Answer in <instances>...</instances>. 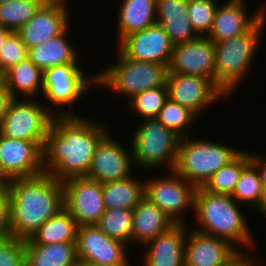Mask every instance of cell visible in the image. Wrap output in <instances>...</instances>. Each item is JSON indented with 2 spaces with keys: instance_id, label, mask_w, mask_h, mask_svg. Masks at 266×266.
Returning <instances> with one entry per match:
<instances>
[{
  "instance_id": "6da1fadb",
  "label": "cell",
  "mask_w": 266,
  "mask_h": 266,
  "mask_svg": "<svg viewBox=\"0 0 266 266\" xmlns=\"http://www.w3.org/2000/svg\"><path fill=\"white\" fill-rule=\"evenodd\" d=\"M105 125L81 114L54 116L43 148L44 172L62 182L86 176L97 144L108 133Z\"/></svg>"
},
{
  "instance_id": "7a4b0ae2",
  "label": "cell",
  "mask_w": 266,
  "mask_h": 266,
  "mask_svg": "<svg viewBox=\"0 0 266 266\" xmlns=\"http://www.w3.org/2000/svg\"><path fill=\"white\" fill-rule=\"evenodd\" d=\"M6 192L10 202L12 236L24 240L64 208L62 181L44 172L33 177L10 179Z\"/></svg>"
},
{
  "instance_id": "3957f363",
  "label": "cell",
  "mask_w": 266,
  "mask_h": 266,
  "mask_svg": "<svg viewBox=\"0 0 266 266\" xmlns=\"http://www.w3.org/2000/svg\"><path fill=\"white\" fill-rule=\"evenodd\" d=\"M241 207L245 208L231 195L215 194L206 191L203 187H197L194 204L197 227L193 229L225 239L237 249L238 246H243L242 248L252 250L257 241Z\"/></svg>"
},
{
  "instance_id": "277c9868",
  "label": "cell",
  "mask_w": 266,
  "mask_h": 266,
  "mask_svg": "<svg viewBox=\"0 0 266 266\" xmlns=\"http://www.w3.org/2000/svg\"><path fill=\"white\" fill-rule=\"evenodd\" d=\"M265 25L266 15H263L247 32L214 43L215 86L227 98L235 95L251 70Z\"/></svg>"
},
{
  "instance_id": "5b68a950",
  "label": "cell",
  "mask_w": 266,
  "mask_h": 266,
  "mask_svg": "<svg viewBox=\"0 0 266 266\" xmlns=\"http://www.w3.org/2000/svg\"><path fill=\"white\" fill-rule=\"evenodd\" d=\"M242 149L207 139L180 138L174 171L196 187H203L211 176L233 160Z\"/></svg>"
},
{
  "instance_id": "8992f818",
  "label": "cell",
  "mask_w": 266,
  "mask_h": 266,
  "mask_svg": "<svg viewBox=\"0 0 266 266\" xmlns=\"http://www.w3.org/2000/svg\"><path fill=\"white\" fill-rule=\"evenodd\" d=\"M116 62L96 74V87L109 89L125 100L147 89L166 85L167 66L125 57L119 50Z\"/></svg>"
},
{
  "instance_id": "52a82bcc",
  "label": "cell",
  "mask_w": 266,
  "mask_h": 266,
  "mask_svg": "<svg viewBox=\"0 0 266 266\" xmlns=\"http://www.w3.org/2000/svg\"><path fill=\"white\" fill-rule=\"evenodd\" d=\"M140 121L129 140L134 167L153 171L166 164L168 170H173L181 137L156 118Z\"/></svg>"
},
{
  "instance_id": "ba28073f",
  "label": "cell",
  "mask_w": 266,
  "mask_h": 266,
  "mask_svg": "<svg viewBox=\"0 0 266 266\" xmlns=\"http://www.w3.org/2000/svg\"><path fill=\"white\" fill-rule=\"evenodd\" d=\"M94 86L96 74H84L79 63L62 64L43 70L42 96L51 103L52 106L48 104V109L55 116L76 115L73 112L75 103L77 104ZM66 106H70V110L68 107L65 109Z\"/></svg>"
},
{
  "instance_id": "9c48e42d",
  "label": "cell",
  "mask_w": 266,
  "mask_h": 266,
  "mask_svg": "<svg viewBox=\"0 0 266 266\" xmlns=\"http://www.w3.org/2000/svg\"><path fill=\"white\" fill-rule=\"evenodd\" d=\"M54 116L47 104L39 103L36 98H14L0 123V133L14 139L41 141L45 145Z\"/></svg>"
},
{
  "instance_id": "30bf717a",
  "label": "cell",
  "mask_w": 266,
  "mask_h": 266,
  "mask_svg": "<svg viewBox=\"0 0 266 266\" xmlns=\"http://www.w3.org/2000/svg\"><path fill=\"white\" fill-rule=\"evenodd\" d=\"M170 172V173H169ZM166 176H154L145 181L144 197L168 215L175 224H185L184 211L194 212L197 187L174 170Z\"/></svg>"
},
{
  "instance_id": "8fae6325",
  "label": "cell",
  "mask_w": 266,
  "mask_h": 266,
  "mask_svg": "<svg viewBox=\"0 0 266 266\" xmlns=\"http://www.w3.org/2000/svg\"><path fill=\"white\" fill-rule=\"evenodd\" d=\"M64 208L78 226L96 225L106 211L102 183L86 176L72 177L62 182Z\"/></svg>"
},
{
  "instance_id": "7c38bea8",
  "label": "cell",
  "mask_w": 266,
  "mask_h": 266,
  "mask_svg": "<svg viewBox=\"0 0 266 266\" xmlns=\"http://www.w3.org/2000/svg\"><path fill=\"white\" fill-rule=\"evenodd\" d=\"M128 247L108 237L97 225L78 226L76 249L79 261L98 266H131L126 254Z\"/></svg>"
},
{
  "instance_id": "4fadbf2b",
  "label": "cell",
  "mask_w": 266,
  "mask_h": 266,
  "mask_svg": "<svg viewBox=\"0 0 266 266\" xmlns=\"http://www.w3.org/2000/svg\"><path fill=\"white\" fill-rule=\"evenodd\" d=\"M41 141H25L0 133V173L8 181L44 173Z\"/></svg>"
},
{
  "instance_id": "5bb4252c",
  "label": "cell",
  "mask_w": 266,
  "mask_h": 266,
  "mask_svg": "<svg viewBox=\"0 0 266 266\" xmlns=\"http://www.w3.org/2000/svg\"><path fill=\"white\" fill-rule=\"evenodd\" d=\"M168 98L188 108L198 118L205 108L227 98L209 77L167 73Z\"/></svg>"
},
{
  "instance_id": "9a60e30c",
  "label": "cell",
  "mask_w": 266,
  "mask_h": 266,
  "mask_svg": "<svg viewBox=\"0 0 266 266\" xmlns=\"http://www.w3.org/2000/svg\"><path fill=\"white\" fill-rule=\"evenodd\" d=\"M134 168L131 144L124 147L107 133L95 148L86 177L103 184L131 176Z\"/></svg>"
},
{
  "instance_id": "2e32d148",
  "label": "cell",
  "mask_w": 266,
  "mask_h": 266,
  "mask_svg": "<svg viewBox=\"0 0 266 266\" xmlns=\"http://www.w3.org/2000/svg\"><path fill=\"white\" fill-rule=\"evenodd\" d=\"M68 4V0H46L17 31L27 49L57 37L70 27Z\"/></svg>"
},
{
  "instance_id": "e0dca14e",
  "label": "cell",
  "mask_w": 266,
  "mask_h": 266,
  "mask_svg": "<svg viewBox=\"0 0 266 266\" xmlns=\"http://www.w3.org/2000/svg\"><path fill=\"white\" fill-rule=\"evenodd\" d=\"M167 73L209 77L215 83L214 42L203 36L173 46Z\"/></svg>"
},
{
  "instance_id": "ac0fdd59",
  "label": "cell",
  "mask_w": 266,
  "mask_h": 266,
  "mask_svg": "<svg viewBox=\"0 0 266 266\" xmlns=\"http://www.w3.org/2000/svg\"><path fill=\"white\" fill-rule=\"evenodd\" d=\"M174 44L157 23L124 37L118 48L125 57L168 66Z\"/></svg>"
},
{
  "instance_id": "d6986e66",
  "label": "cell",
  "mask_w": 266,
  "mask_h": 266,
  "mask_svg": "<svg viewBox=\"0 0 266 266\" xmlns=\"http://www.w3.org/2000/svg\"><path fill=\"white\" fill-rule=\"evenodd\" d=\"M239 251L225 239L187 228L185 266H222Z\"/></svg>"
},
{
  "instance_id": "ffe728a7",
  "label": "cell",
  "mask_w": 266,
  "mask_h": 266,
  "mask_svg": "<svg viewBox=\"0 0 266 266\" xmlns=\"http://www.w3.org/2000/svg\"><path fill=\"white\" fill-rule=\"evenodd\" d=\"M187 224H175L169 230L157 235L142 248L143 266H185V243Z\"/></svg>"
},
{
  "instance_id": "44dd1931",
  "label": "cell",
  "mask_w": 266,
  "mask_h": 266,
  "mask_svg": "<svg viewBox=\"0 0 266 266\" xmlns=\"http://www.w3.org/2000/svg\"><path fill=\"white\" fill-rule=\"evenodd\" d=\"M246 3L222 2L218 5L213 24L206 36L214 43L247 32L263 15H266V3L252 14H247Z\"/></svg>"
},
{
  "instance_id": "7402d4cb",
  "label": "cell",
  "mask_w": 266,
  "mask_h": 266,
  "mask_svg": "<svg viewBox=\"0 0 266 266\" xmlns=\"http://www.w3.org/2000/svg\"><path fill=\"white\" fill-rule=\"evenodd\" d=\"M156 23L175 45L199 36L193 30L188 13V0H156Z\"/></svg>"
},
{
  "instance_id": "603a6c76",
  "label": "cell",
  "mask_w": 266,
  "mask_h": 266,
  "mask_svg": "<svg viewBox=\"0 0 266 266\" xmlns=\"http://www.w3.org/2000/svg\"><path fill=\"white\" fill-rule=\"evenodd\" d=\"M173 225L175 223L168 215L144 197L133 208L131 244L135 242L142 247Z\"/></svg>"
},
{
  "instance_id": "cb8c5ba5",
  "label": "cell",
  "mask_w": 266,
  "mask_h": 266,
  "mask_svg": "<svg viewBox=\"0 0 266 266\" xmlns=\"http://www.w3.org/2000/svg\"><path fill=\"white\" fill-rule=\"evenodd\" d=\"M3 81L13 98L37 99L43 94V70L28 57L8 69Z\"/></svg>"
},
{
  "instance_id": "d4e9b609",
  "label": "cell",
  "mask_w": 266,
  "mask_h": 266,
  "mask_svg": "<svg viewBox=\"0 0 266 266\" xmlns=\"http://www.w3.org/2000/svg\"><path fill=\"white\" fill-rule=\"evenodd\" d=\"M68 29L69 27L55 38L29 48L27 57L42 70L62 64L78 63L80 55L77 48L69 43Z\"/></svg>"
},
{
  "instance_id": "484cf974",
  "label": "cell",
  "mask_w": 266,
  "mask_h": 266,
  "mask_svg": "<svg viewBox=\"0 0 266 266\" xmlns=\"http://www.w3.org/2000/svg\"><path fill=\"white\" fill-rule=\"evenodd\" d=\"M118 9V43L156 23V0H122Z\"/></svg>"
},
{
  "instance_id": "4316f807",
  "label": "cell",
  "mask_w": 266,
  "mask_h": 266,
  "mask_svg": "<svg viewBox=\"0 0 266 266\" xmlns=\"http://www.w3.org/2000/svg\"><path fill=\"white\" fill-rule=\"evenodd\" d=\"M76 243L25 244V266H76Z\"/></svg>"
},
{
  "instance_id": "83f0119b",
  "label": "cell",
  "mask_w": 266,
  "mask_h": 266,
  "mask_svg": "<svg viewBox=\"0 0 266 266\" xmlns=\"http://www.w3.org/2000/svg\"><path fill=\"white\" fill-rule=\"evenodd\" d=\"M77 231V222L63 208L46 220L31 238L25 240V244L76 243Z\"/></svg>"
},
{
  "instance_id": "f1b7e54d",
  "label": "cell",
  "mask_w": 266,
  "mask_h": 266,
  "mask_svg": "<svg viewBox=\"0 0 266 266\" xmlns=\"http://www.w3.org/2000/svg\"><path fill=\"white\" fill-rule=\"evenodd\" d=\"M134 177L132 174L125 179L102 184L106 209H133L144 198L145 181Z\"/></svg>"
},
{
  "instance_id": "f546056e",
  "label": "cell",
  "mask_w": 266,
  "mask_h": 266,
  "mask_svg": "<svg viewBox=\"0 0 266 266\" xmlns=\"http://www.w3.org/2000/svg\"><path fill=\"white\" fill-rule=\"evenodd\" d=\"M232 198L239 204L254 208L266 217V194L262 189L257 167L250 161L243 169Z\"/></svg>"
},
{
  "instance_id": "4dcf8cb0",
  "label": "cell",
  "mask_w": 266,
  "mask_h": 266,
  "mask_svg": "<svg viewBox=\"0 0 266 266\" xmlns=\"http://www.w3.org/2000/svg\"><path fill=\"white\" fill-rule=\"evenodd\" d=\"M250 161V153L242 150L233 160L220 167L206 182L203 188L215 194L232 195L242 173V169Z\"/></svg>"
},
{
  "instance_id": "1f68e13d",
  "label": "cell",
  "mask_w": 266,
  "mask_h": 266,
  "mask_svg": "<svg viewBox=\"0 0 266 266\" xmlns=\"http://www.w3.org/2000/svg\"><path fill=\"white\" fill-rule=\"evenodd\" d=\"M46 0H11L0 3V26L17 32Z\"/></svg>"
},
{
  "instance_id": "d6a6232c",
  "label": "cell",
  "mask_w": 266,
  "mask_h": 266,
  "mask_svg": "<svg viewBox=\"0 0 266 266\" xmlns=\"http://www.w3.org/2000/svg\"><path fill=\"white\" fill-rule=\"evenodd\" d=\"M133 209H106L96 224L108 237L131 244Z\"/></svg>"
},
{
  "instance_id": "836d02e7",
  "label": "cell",
  "mask_w": 266,
  "mask_h": 266,
  "mask_svg": "<svg viewBox=\"0 0 266 266\" xmlns=\"http://www.w3.org/2000/svg\"><path fill=\"white\" fill-rule=\"evenodd\" d=\"M167 99V85H162L134 95L130 100H127V106L128 109H131L130 112L133 111L141 120L157 118Z\"/></svg>"
},
{
  "instance_id": "e575fe53",
  "label": "cell",
  "mask_w": 266,
  "mask_h": 266,
  "mask_svg": "<svg viewBox=\"0 0 266 266\" xmlns=\"http://www.w3.org/2000/svg\"><path fill=\"white\" fill-rule=\"evenodd\" d=\"M156 119L181 138L191 136L187 131L198 120L192 111L179 103L173 102L170 98L165 101Z\"/></svg>"
},
{
  "instance_id": "d590c367",
  "label": "cell",
  "mask_w": 266,
  "mask_h": 266,
  "mask_svg": "<svg viewBox=\"0 0 266 266\" xmlns=\"http://www.w3.org/2000/svg\"><path fill=\"white\" fill-rule=\"evenodd\" d=\"M218 5L217 0H188L189 18L198 36L209 34Z\"/></svg>"
},
{
  "instance_id": "8d00e7d4",
  "label": "cell",
  "mask_w": 266,
  "mask_h": 266,
  "mask_svg": "<svg viewBox=\"0 0 266 266\" xmlns=\"http://www.w3.org/2000/svg\"><path fill=\"white\" fill-rule=\"evenodd\" d=\"M28 49L17 32H11L0 51V72L4 74L12 66L27 58Z\"/></svg>"
},
{
  "instance_id": "74e56055",
  "label": "cell",
  "mask_w": 266,
  "mask_h": 266,
  "mask_svg": "<svg viewBox=\"0 0 266 266\" xmlns=\"http://www.w3.org/2000/svg\"><path fill=\"white\" fill-rule=\"evenodd\" d=\"M0 266H25V240L11 236L0 240Z\"/></svg>"
},
{
  "instance_id": "f35d334b",
  "label": "cell",
  "mask_w": 266,
  "mask_h": 266,
  "mask_svg": "<svg viewBox=\"0 0 266 266\" xmlns=\"http://www.w3.org/2000/svg\"><path fill=\"white\" fill-rule=\"evenodd\" d=\"M12 236L10 225V202L6 191L0 193V240Z\"/></svg>"
},
{
  "instance_id": "ab89813d",
  "label": "cell",
  "mask_w": 266,
  "mask_h": 266,
  "mask_svg": "<svg viewBox=\"0 0 266 266\" xmlns=\"http://www.w3.org/2000/svg\"><path fill=\"white\" fill-rule=\"evenodd\" d=\"M245 252L240 250L232 259L222 266H256L257 263H259V261L257 262V259H255L257 257L250 256L246 250Z\"/></svg>"
},
{
  "instance_id": "60d3db41",
  "label": "cell",
  "mask_w": 266,
  "mask_h": 266,
  "mask_svg": "<svg viewBox=\"0 0 266 266\" xmlns=\"http://www.w3.org/2000/svg\"><path fill=\"white\" fill-rule=\"evenodd\" d=\"M251 162L257 167L262 189L266 194V158L265 155L250 153Z\"/></svg>"
},
{
  "instance_id": "b9f144b4",
  "label": "cell",
  "mask_w": 266,
  "mask_h": 266,
  "mask_svg": "<svg viewBox=\"0 0 266 266\" xmlns=\"http://www.w3.org/2000/svg\"><path fill=\"white\" fill-rule=\"evenodd\" d=\"M14 98L11 93L7 90L4 83L0 86V123L4 118L9 104L12 102Z\"/></svg>"
},
{
  "instance_id": "7bdbcfd3",
  "label": "cell",
  "mask_w": 266,
  "mask_h": 266,
  "mask_svg": "<svg viewBox=\"0 0 266 266\" xmlns=\"http://www.w3.org/2000/svg\"><path fill=\"white\" fill-rule=\"evenodd\" d=\"M11 33V31L5 29L4 27L0 26V51L2 46L7 38V36Z\"/></svg>"
},
{
  "instance_id": "ee69618b",
  "label": "cell",
  "mask_w": 266,
  "mask_h": 266,
  "mask_svg": "<svg viewBox=\"0 0 266 266\" xmlns=\"http://www.w3.org/2000/svg\"><path fill=\"white\" fill-rule=\"evenodd\" d=\"M7 180L4 178V176L0 173V187H7Z\"/></svg>"
},
{
  "instance_id": "f6af8a7d",
  "label": "cell",
  "mask_w": 266,
  "mask_h": 266,
  "mask_svg": "<svg viewBox=\"0 0 266 266\" xmlns=\"http://www.w3.org/2000/svg\"><path fill=\"white\" fill-rule=\"evenodd\" d=\"M76 266H98V265H94V264H91V263L82 262V261H79V260H78Z\"/></svg>"
},
{
  "instance_id": "bcb514c9",
  "label": "cell",
  "mask_w": 266,
  "mask_h": 266,
  "mask_svg": "<svg viewBox=\"0 0 266 266\" xmlns=\"http://www.w3.org/2000/svg\"><path fill=\"white\" fill-rule=\"evenodd\" d=\"M227 2H242V3H246L245 0H227Z\"/></svg>"
},
{
  "instance_id": "7dc6e473",
  "label": "cell",
  "mask_w": 266,
  "mask_h": 266,
  "mask_svg": "<svg viewBox=\"0 0 266 266\" xmlns=\"http://www.w3.org/2000/svg\"><path fill=\"white\" fill-rule=\"evenodd\" d=\"M4 83L3 74L0 72V86Z\"/></svg>"
},
{
  "instance_id": "c3c4849f",
  "label": "cell",
  "mask_w": 266,
  "mask_h": 266,
  "mask_svg": "<svg viewBox=\"0 0 266 266\" xmlns=\"http://www.w3.org/2000/svg\"><path fill=\"white\" fill-rule=\"evenodd\" d=\"M7 187H0V193L6 191Z\"/></svg>"
},
{
  "instance_id": "681fc988",
  "label": "cell",
  "mask_w": 266,
  "mask_h": 266,
  "mask_svg": "<svg viewBox=\"0 0 266 266\" xmlns=\"http://www.w3.org/2000/svg\"><path fill=\"white\" fill-rule=\"evenodd\" d=\"M7 1H11V0H0V3L7 2Z\"/></svg>"
}]
</instances>
